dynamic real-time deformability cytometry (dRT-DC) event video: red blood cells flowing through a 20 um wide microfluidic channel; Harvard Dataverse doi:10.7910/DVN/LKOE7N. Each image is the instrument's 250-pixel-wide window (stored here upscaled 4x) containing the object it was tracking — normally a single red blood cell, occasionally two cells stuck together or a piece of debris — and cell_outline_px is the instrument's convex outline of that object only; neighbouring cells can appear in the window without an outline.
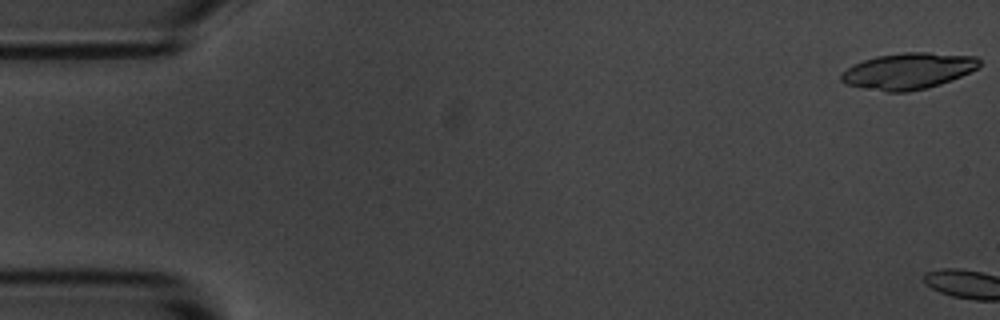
{"species": "common noctule bat (a hibernating species)", "species_latin": "Nyctalus noctula", "temperature_condition": "room temperature", "stored_images_in_passage": 8, "camera_frame_rate_fps": 3000, "um_per_image_px": 0.085, "animal": {"sex": "male", "body_mass_g": 20.1, "forearm_length_mm": 53.5}, "frame": {"image": 1, "passage_image": 1, "time_ms": 0.0, "image_size_px": [1000, 320], "cell_outline_px": [[980, 68], [940, 84], [928, 88], [908, 92], [884, 92], [844, 84], [840, 80], [840, 76], [848, 68], [864, 60], [876, 56], [904, 52], [928, 52], [976, 56], [980, 60]], "centroid_in_image_um": [77.22, 6.04], "position_along_channel_um": 7.8, "area_um2": 29.25}}